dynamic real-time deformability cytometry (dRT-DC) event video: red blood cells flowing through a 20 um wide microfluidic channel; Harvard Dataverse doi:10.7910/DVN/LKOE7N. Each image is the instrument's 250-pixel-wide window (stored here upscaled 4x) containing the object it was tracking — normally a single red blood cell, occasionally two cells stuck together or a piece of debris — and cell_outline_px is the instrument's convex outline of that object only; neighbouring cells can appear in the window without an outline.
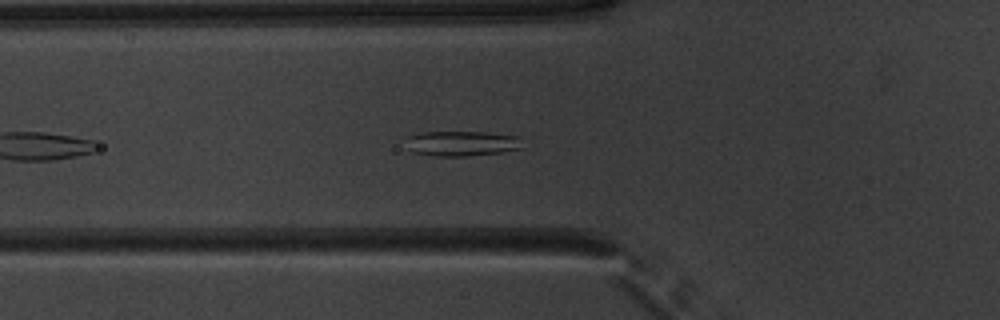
{"species": "common noctule bat (a hibernating species)", "species_latin": "Nyctalus noctula", "temperature_condition": "warm", "stored_images_in_passage": 32, "camera_frame_rate_fps": 3000, "um_per_image_px": 0.085, "animal": {"sex": "male", "body_mass_g": 20.1, "forearm_length_mm": 53.5}, "frame": {"image": 1, "passage_image": 6, "time_ms": 1.667, "image_size_px": [1000, 320], "cell_outline_px": [[524, 148], [500, 152], [464, 156], [436, 156], [412, 152], [408, 148], [404, 136], [420, 132], [484, 132], [520, 136]], "centroid_in_image_um": [39.23, 12.18], "position_along_channel_um": 86.6, "area_um2": 17.28}}
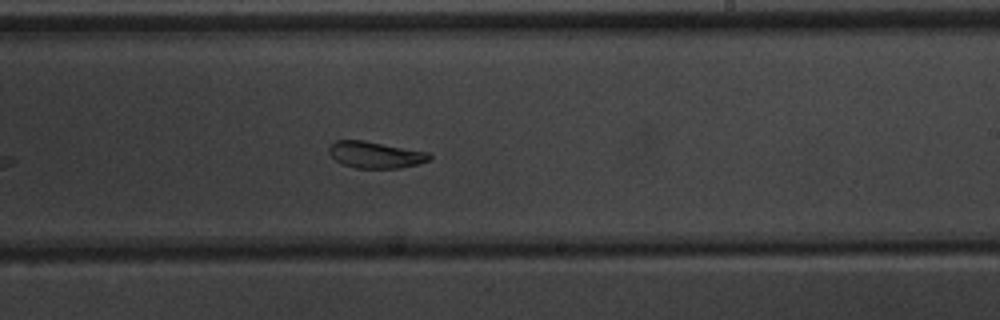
{"frame": {"image": 2, "passage_image": 19, "time_ms": 6.0, "image_size_px": [1000, 320], "cell_outline_px": [[432, 156], [428, 160], [416, 164], [400, 168], [356, 168], [344, 164], [336, 160], [328, 152], [328, 144], [336, 140], [364, 140], [428, 152]], "centroid_in_image_um": [31.87, 13.14], "position_along_channel_um": 257.1, "area_um2": 15.49}}
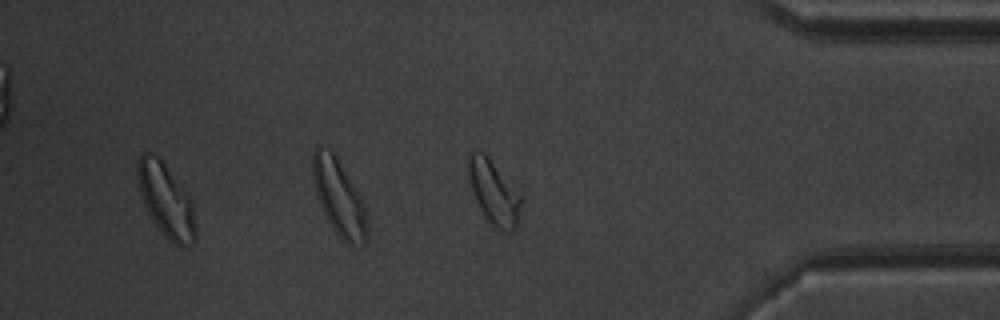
{"frame": {"image": 3, "passage_image": 31, "time_ms": 10.0, "image_size_px": [1000, 320], "cell_outline_px": [[196, 240], [192, 244], [180, 248], [168, 240], [164, 236], [152, 220], [144, 204], [140, 192], [136, 172], [136, 164], [140, 156], [144, 152], [148, 152], [156, 156], [164, 164], [188, 192], [192, 200], [196, 224]], "centroid_in_image_um": [14.14, 17.07], "position_along_channel_um": 421.1, "area_um2": 25.09}, "authors_computed_cell_mechanics": {"area_um2": 16.8776, "velocity_mm_per_s": 3.924, "shape_relaxation_time_tau1_ms": 3.4654, "shape_relaxation_time_tau2_ms": 2.1069, "deformation_change_tau1": 0.1078, "deformation_change_tau2": 0.0606}}